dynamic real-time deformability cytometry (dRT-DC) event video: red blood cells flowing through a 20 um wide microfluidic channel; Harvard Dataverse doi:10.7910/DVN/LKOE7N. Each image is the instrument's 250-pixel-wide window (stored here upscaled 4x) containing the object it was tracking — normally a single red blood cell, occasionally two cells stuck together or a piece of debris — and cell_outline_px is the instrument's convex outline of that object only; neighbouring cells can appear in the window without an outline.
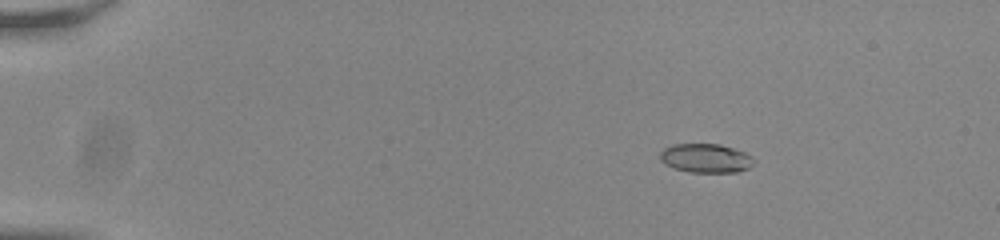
{"species": "common noctule bat (a hibernating species)", "species_latin": "Nyctalus noctula", "temperature_condition": "room temperature", "stored_images_in_passage": 19, "camera_frame_rate_fps": 3000, "um_per_image_px": 0.085, "animal": {"sex": "male", "body_mass_g": 20.0, "forearm_length_mm": 53.3}, "frame": {"image": 1, "passage_image": 9, "time_ms": 2.667, "image_size_px": [1000, 240], "cell_outline_px": [[756, 160], [748, 168], [736, 172], [688, 172], [664, 164], [660, 160], [660, 152], [664, 148], [672, 144], [720, 144], [744, 152], [752, 156]], "centroid_in_image_um": [59.98, 13.44], "position_along_channel_um": 25.0, "area_um2": 15.84}}